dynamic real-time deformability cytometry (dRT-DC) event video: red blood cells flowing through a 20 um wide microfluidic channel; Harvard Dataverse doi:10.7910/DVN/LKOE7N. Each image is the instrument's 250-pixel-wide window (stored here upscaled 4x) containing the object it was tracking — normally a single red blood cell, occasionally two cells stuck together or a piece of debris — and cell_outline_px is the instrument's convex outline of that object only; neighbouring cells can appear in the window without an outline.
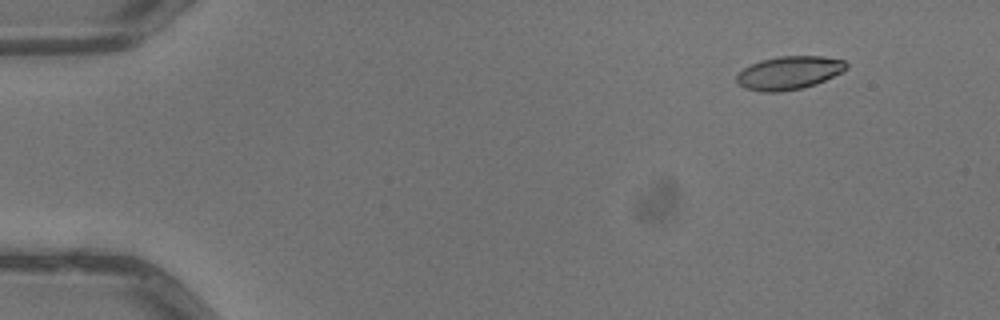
{"species": "common noctule bat (a hibernating species)", "species_latin": "Nyctalus noctula", "temperature_condition": "warm", "stored_images_in_passage": 5, "camera_frame_rate_fps": 3000, "um_per_image_px": 0.085, "animal": {"sex": "male", "body_mass_g": 13.3}, "frame": {"image": 1, "passage_image": 2, "time_ms": 0.333, "image_size_px": [1000, 320], "cell_outline_px": [[848, 68], [816, 84], [800, 88], [780, 92], [764, 92], [744, 88], [736, 80], [736, 76], [744, 68], [760, 60], [780, 56], [820, 56], [844, 60], [848, 64]], "centroid_in_image_um": [67.06, 6.19], "position_along_channel_um": 17.9, "area_um2": 21.04}}
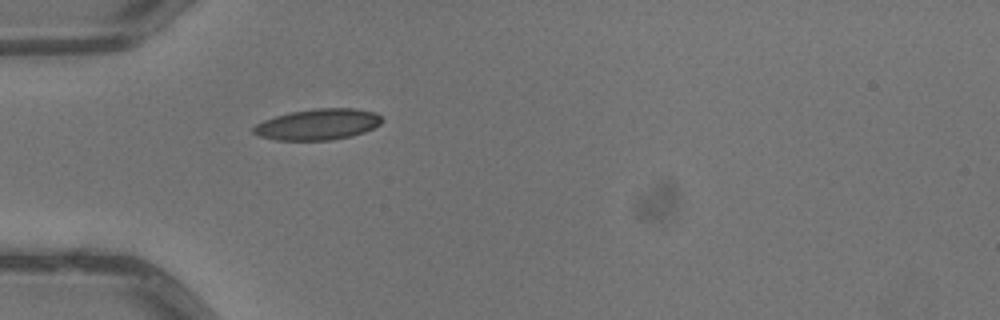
{"frame": {"image": 2, "passage_image": 5, "time_ms": 1.333, "image_size_px": [1000, 320], "cell_outline_px": [[384, 120], [380, 124], [364, 132], [352, 136], [332, 140], [276, 140], [260, 136], [252, 132], [252, 128], [256, 124], [264, 120], [288, 112], [316, 108], [356, 108], [376, 112]], "centroid_in_image_um": [27.03, 10.56], "position_along_channel_um": 58.0, "area_um2": 23.35}}